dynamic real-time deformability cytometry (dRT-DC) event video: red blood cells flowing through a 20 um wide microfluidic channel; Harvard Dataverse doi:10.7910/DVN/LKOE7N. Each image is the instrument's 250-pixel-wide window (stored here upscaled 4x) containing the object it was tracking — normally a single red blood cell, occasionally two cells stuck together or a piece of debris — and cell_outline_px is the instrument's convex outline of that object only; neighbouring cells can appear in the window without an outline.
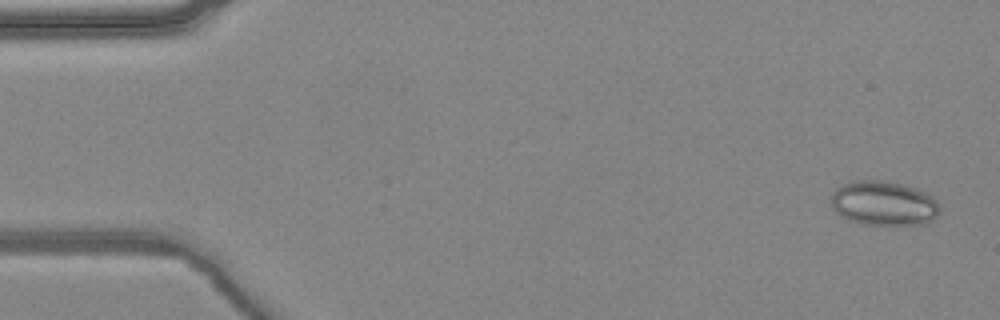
{"species": "common noctule bat (a hibernating species)", "species_latin": "Nyctalus noctula", "temperature_condition": "warm", "stored_images_in_passage": 6, "camera_frame_rate_fps": 3000, "um_per_image_px": 0.085, "animal": {"sex": "female", "body_mass_g": 24.6, "forearm_length_mm": 56.2}, "frame": {"image": 1, "passage_image": 1, "time_ms": 0.0, "image_size_px": [1000, 320], "cell_outline_px": [[940, 212], [932, 220], [924, 224], [864, 224], [840, 216], [832, 208], [832, 192], [836, 188], [844, 184], [856, 180], [880, 180], [900, 184], [924, 192], [932, 196], [936, 200], [940, 208]], "centroid_in_image_um": [75.11, 17.28], "position_along_channel_um": 9.9, "area_um2": 27.86}}